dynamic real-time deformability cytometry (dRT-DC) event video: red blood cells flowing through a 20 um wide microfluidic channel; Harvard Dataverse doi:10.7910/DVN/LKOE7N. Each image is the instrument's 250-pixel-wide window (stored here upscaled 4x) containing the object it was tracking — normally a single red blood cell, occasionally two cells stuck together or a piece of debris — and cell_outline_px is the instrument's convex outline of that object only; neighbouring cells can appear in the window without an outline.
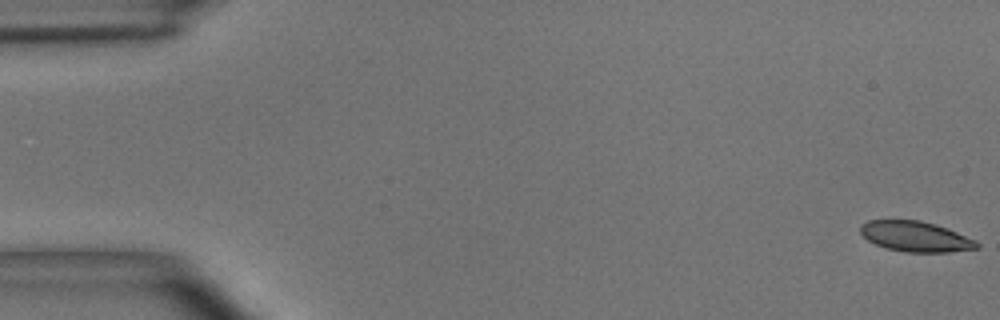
{"species": "common noctule bat (a hibernating species)", "species_latin": "Nyctalus noctula", "temperature_condition": "room temperature", "stored_images_in_passage": 11, "camera_frame_rate_fps": 3000, "um_per_image_px": 0.085, "animal": {"sex": "male", "body_mass_g": 15.6}, "frame": {"image": 1, "passage_image": 1, "time_ms": 0.0, "image_size_px": [1000, 320], "cell_outline_px": [[980, 248], [948, 252], [904, 252], [884, 248], [868, 240], [860, 232], [860, 224], [868, 220], [920, 220], [936, 224], [948, 228], [976, 240], [980, 244]], "centroid_in_image_um": [77.83, 20.1], "position_along_channel_um": 7.2, "area_um2": 20.81}}